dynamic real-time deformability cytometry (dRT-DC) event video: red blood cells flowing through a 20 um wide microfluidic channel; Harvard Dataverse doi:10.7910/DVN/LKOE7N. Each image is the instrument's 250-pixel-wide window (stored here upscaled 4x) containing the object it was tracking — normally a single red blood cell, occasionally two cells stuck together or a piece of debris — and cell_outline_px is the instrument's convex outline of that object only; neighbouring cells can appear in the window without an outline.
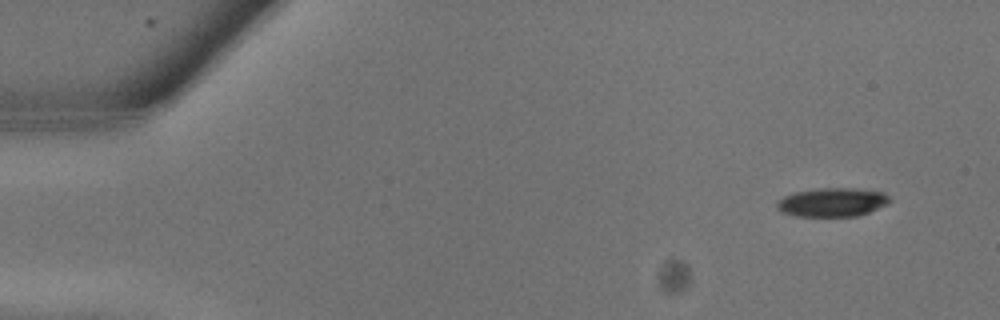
{"species": "common noctule bat (a hibernating species)", "species_latin": "Nyctalus noctula", "temperature_condition": "warm", "stored_images_in_passage": 10, "camera_frame_rate_fps": 3000, "um_per_image_px": 0.085, "animal": {"sex": "male", "body_mass_g": 13.3}, "frame": {"image": 1, "passage_image": 2, "time_ms": 0.333, "image_size_px": [1000, 320], "cell_outline_px": [[892, 200], [888, 204], [868, 212], [856, 216], [796, 216], [784, 212], [776, 208], [776, 204], [784, 196], [796, 192], [820, 188], [856, 188], [884, 192]], "centroid_in_image_um": [70.78, 17.18], "position_along_channel_um": 14.2, "area_um2": 18.79}}
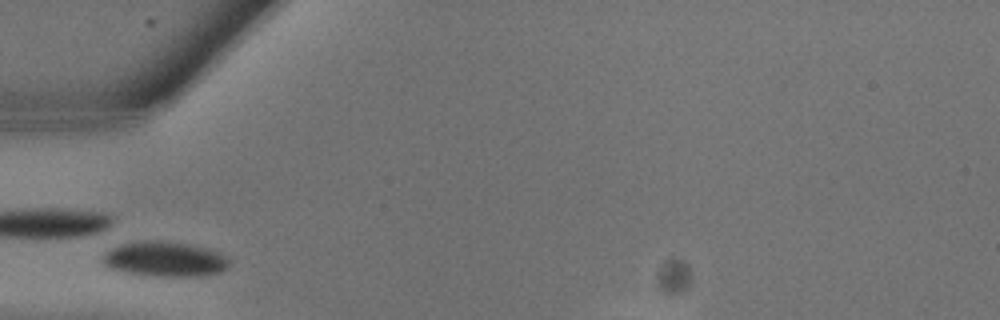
{"frame": {"image": 2, "passage_image": 9, "time_ms": 2.667, "image_size_px": [1000, 320], "cell_outline_px": [[228, 264], [220, 272], [204, 276], [156, 276], [124, 272], [108, 268], [104, 264], [104, 256], [112, 248], [120, 244], [144, 240], [160, 240], [188, 244], [204, 248], [216, 252], [224, 256], [228, 260]], "centroid_in_image_um": [13.98, 22.03], "position_along_channel_um": 71.0, "area_um2": 25.43}}